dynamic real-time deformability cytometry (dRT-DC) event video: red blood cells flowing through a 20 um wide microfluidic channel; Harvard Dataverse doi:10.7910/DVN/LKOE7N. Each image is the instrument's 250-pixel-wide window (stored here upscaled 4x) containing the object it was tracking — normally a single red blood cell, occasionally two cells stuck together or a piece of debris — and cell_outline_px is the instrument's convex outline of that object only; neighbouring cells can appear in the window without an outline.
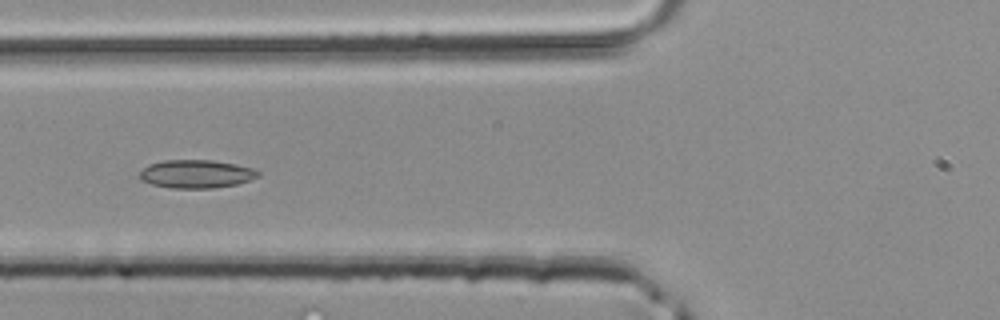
{"species": "common noctule bat (a hibernating species)", "species_latin": "Nyctalus noctula", "temperature_condition": "room temperature", "stored_images_in_passage": 44, "camera_frame_rate_fps": 3000, "um_per_image_px": 0.085, "animal": {"sex": "male", "body_mass_g": 20.4}, "frame": {"image": 1, "passage_image": 17, "time_ms": 5.333, "image_size_px": [1000, 320], "cell_outline_px": [[260, 176], [252, 180], [236, 184], [212, 188], [172, 188], [152, 184], [140, 180], [140, 172], [148, 164], [164, 160], [212, 160], [236, 164], [252, 168], [260, 172]], "centroid_in_image_um": [16.7, 14.78], "position_along_channel_um": 109.1, "area_um2": 19.54}}
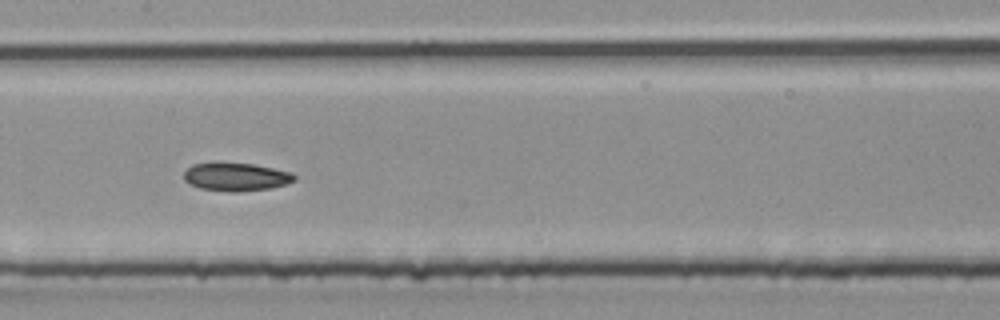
{"frame": {"image": 2, "passage_image": 22, "time_ms": 7.0, "image_size_px": [1000, 320], "cell_outline_px": [[296, 180], [288, 184], [272, 188], [236, 192], [228, 192], [200, 188], [188, 184], [184, 180], [184, 172], [192, 164], [252, 164], [292, 172], [296, 176]], "centroid_in_image_um": [20.09, 15.06], "position_along_channel_um": 187.3, "area_um2": 17.98}}
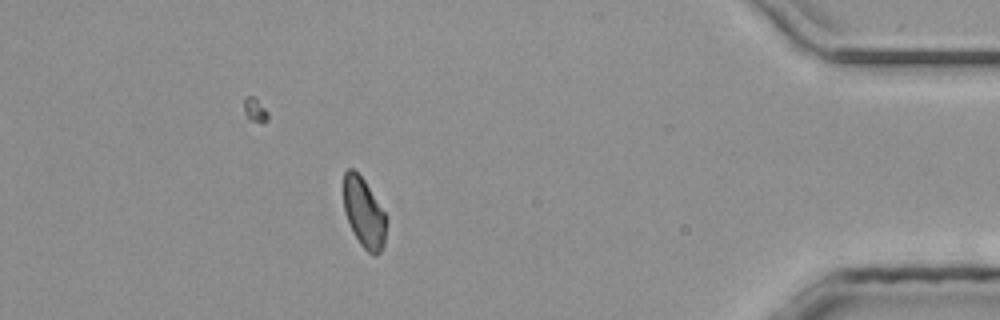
{"frame": {"image": 3, "passage_image": 39, "time_ms": 12.667, "image_size_px": [1000, 320], "cell_outline_px": [[388, 220], [384, 244], [380, 252], [376, 256], [372, 256], [360, 244], [344, 212], [344, 172], [348, 168], [352, 168], [364, 180], [384, 212]], "centroid_in_image_um": [30.96, 18.12], "position_along_channel_um": 404.2, "area_um2": 17.22}}